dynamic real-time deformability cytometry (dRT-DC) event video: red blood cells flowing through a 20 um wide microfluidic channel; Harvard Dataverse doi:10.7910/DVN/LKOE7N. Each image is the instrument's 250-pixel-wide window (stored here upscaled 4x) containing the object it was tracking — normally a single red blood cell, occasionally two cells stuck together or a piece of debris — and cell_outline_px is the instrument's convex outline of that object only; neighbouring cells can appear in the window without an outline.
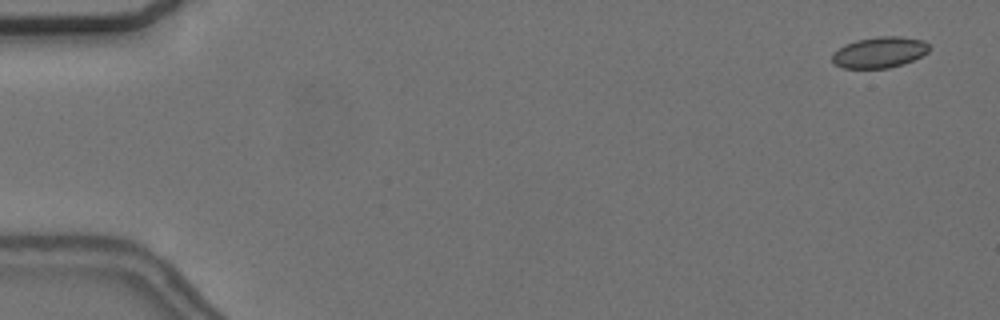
{"species": "common noctule bat (a hibernating species)", "species_latin": "Nyctalus noctula", "temperature_condition": "cold", "stored_images_in_passage": 19, "camera_frame_rate_fps": 3000, "um_per_image_px": 0.085, "animal": {"sex": "female", "body_mass_g": 24.6, "forearm_length_mm": 56.2}, "frame": {"image": 1, "passage_image": 3, "time_ms": 0.667, "image_size_px": [1000, 320], "cell_outline_px": [[928, 52], [904, 64], [888, 68], [844, 68], [836, 64], [832, 60], [832, 52], [844, 44], [856, 40], [880, 36], [900, 36], [924, 40], [928, 44]], "centroid_in_image_um": [74.74, 4.44], "position_along_channel_um": 10.3, "area_um2": 17.51}}